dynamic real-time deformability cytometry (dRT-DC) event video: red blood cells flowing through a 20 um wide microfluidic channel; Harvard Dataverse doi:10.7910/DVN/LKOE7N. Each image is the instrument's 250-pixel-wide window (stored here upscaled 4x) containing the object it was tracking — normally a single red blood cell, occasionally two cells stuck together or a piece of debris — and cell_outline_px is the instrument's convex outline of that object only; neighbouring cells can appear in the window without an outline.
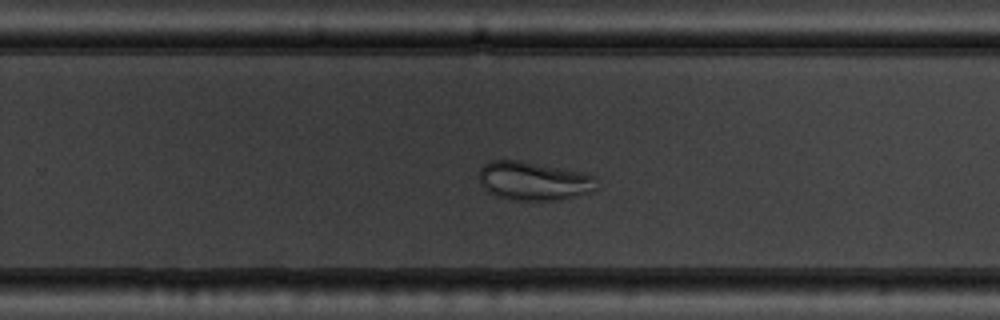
{"species": "common noctule bat (a hibernating species)", "species_latin": "Nyctalus noctula", "temperature_condition": "warm", "stored_images_in_passage": 49, "camera_frame_rate_fps": 3000, "um_per_image_px": 0.085, "animal": {"sex": "male", "body_mass_g": 19.5, "forearm_length_mm": 54.6}, "frame": {"image": 1, "passage_image": 30, "time_ms": 9.667, "image_size_px": [1000, 320], "cell_outline_px": [[596, 192], [560, 200], [512, 200], [496, 196], [488, 192], [480, 184], [480, 168], [484, 164], [492, 160], [520, 160], [584, 172], [596, 176]], "centroid_in_image_um": [45.41, 15.39], "position_along_channel_um": 284.4, "area_um2": 26.93}}
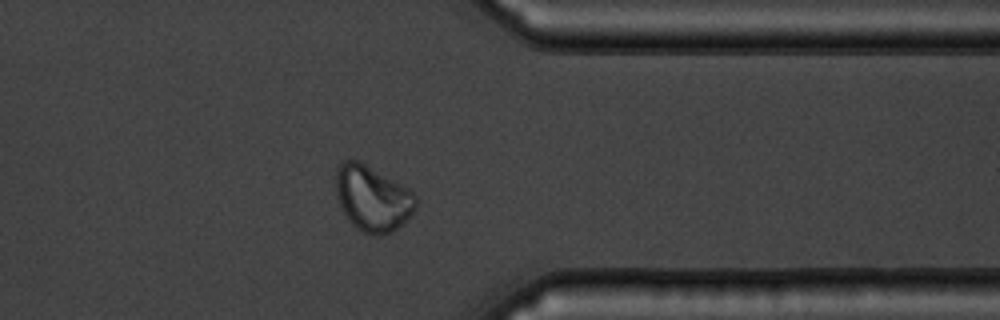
{"frame": {"image": 2, "passage_image": 38, "time_ms": 12.333, "image_size_px": [1000, 320], "cell_outline_px": [[416, 208], [392, 232], [380, 236], [376, 236], [364, 232], [356, 228], [352, 224], [344, 212], [340, 204], [336, 192], [336, 168], [344, 160], [360, 160], [408, 188], [416, 196]], "centroid_in_image_um": [31.65, 16.84], "position_along_channel_um": 379.8, "area_um2": 30.29}}
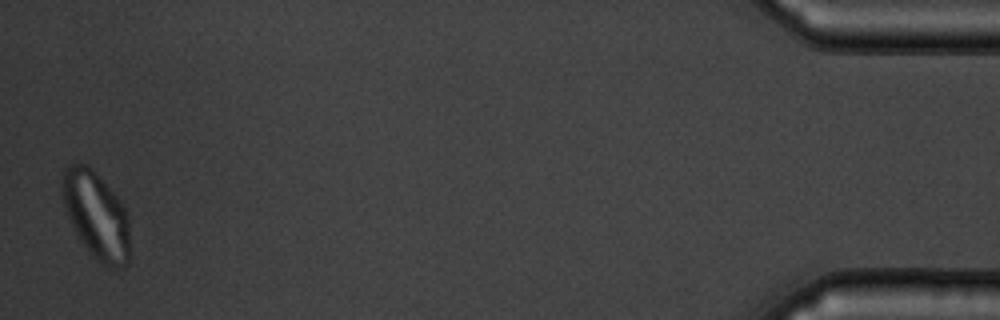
{"frame": {"image": 3, "passage_image": 48, "time_ms": 15.667, "image_size_px": [1000, 320], "cell_outline_px": [[128, 264], [120, 268], [108, 268], [88, 252], [80, 240], [68, 216], [64, 204], [64, 164], [88, 164], [96, 172], [120, 200], [128, 216]], "centroid_in_image_um": [8.2, 18.31], "position_along_channel_um": 427.0, "area_um2": 33.81}}